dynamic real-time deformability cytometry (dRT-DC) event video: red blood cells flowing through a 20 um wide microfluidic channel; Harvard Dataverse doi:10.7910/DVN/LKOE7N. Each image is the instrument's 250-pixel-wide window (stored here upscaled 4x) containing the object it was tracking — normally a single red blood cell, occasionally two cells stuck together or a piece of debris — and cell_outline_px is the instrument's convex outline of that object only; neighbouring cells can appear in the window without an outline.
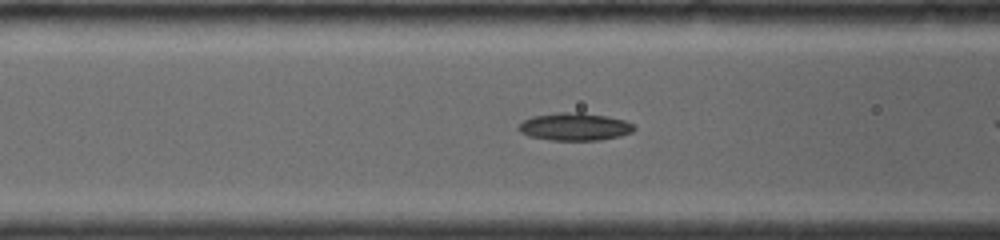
{"species": "common noctule bat (a hibernating species)", "species_latin": "Nyctalus noctula", "temperature_condition": "room temperature", "stored_images_in_passage": 24, "camera_frame_rate_fps": 4000, "um_per_image_px": 0.085, "animal": {"sex": "female", "body_mass_g": 19.0, "forearm_length_mm": 56.7}, "frame": {"image": 1, "passage_image": 8, "time_ms": 2.75, "image_size_px": [1000, 240], "cell_outline_px": [[636, 128], [632, 132], [620, 136], [600, 140], [552, 140], [528, 136], [520, 132], [516, 128], [524, 120], [532, 116], [556, 112], [580, 112], [608, 116], [624, 120], [632, 124]], "centroid_in_image_um": [48.83, 10.76], "position_along_channel_um": 117.8, "area_um2": 18.73}}
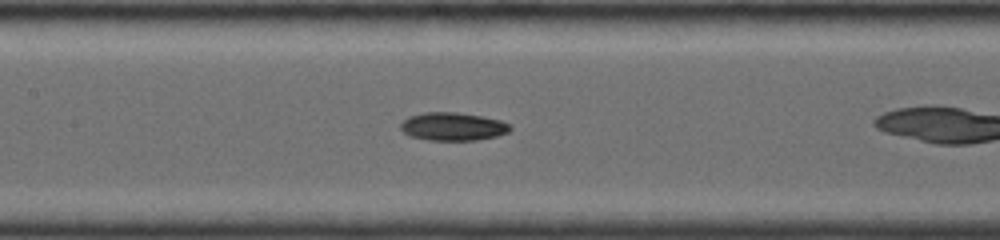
{"frame": {"image": 2, "passage_image": 11, "time_ms": 4.0, "image_size_px": [1000, 240], "cell_outline_px": [[512, 128], [508, 132], [496, 136], [476, 140], [428, 140], [408, 136], [400, 128], [400, 124], [408, 116], [424, 112], [456, 112], [480, 116], [500, 120], [512, 124]], "centroid_in_image_um": [38.48, 10.75], "position_along_channel_um": 168.9, "area_um2": 18.03}}